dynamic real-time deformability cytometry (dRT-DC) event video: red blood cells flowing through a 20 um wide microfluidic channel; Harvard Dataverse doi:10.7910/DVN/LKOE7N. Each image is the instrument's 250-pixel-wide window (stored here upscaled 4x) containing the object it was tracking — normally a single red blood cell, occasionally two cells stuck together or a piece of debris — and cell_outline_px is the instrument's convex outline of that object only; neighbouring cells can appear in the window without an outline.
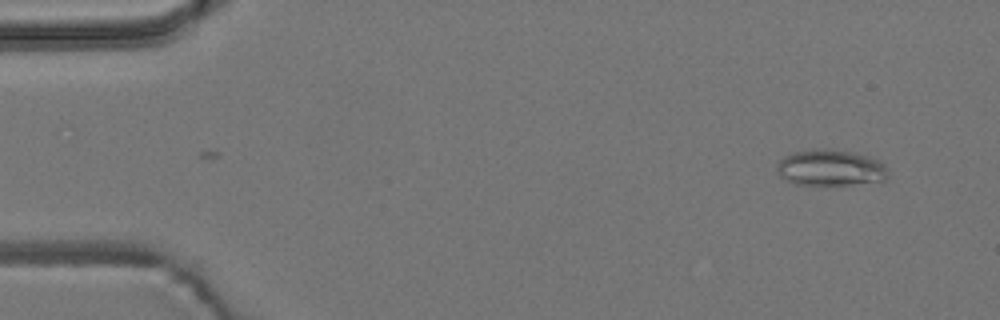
{"species": "common noctule bat (a hibernating species)", "species_latin": "Nyctalus noctula", "temperature_condition": "room temperature", "stored_images_in_passage": 5, "camera_frame_rate_fps": 3000, "um_per_image_px": 0.085, "animal": {"sex": "male", "body_mass_g": 19.2, "forearm_length_mm": 51.8}, "frame": {"image": 1, "passage_image": 2, "time_ms": 1.0, "image_size_px": [1000, 320], "cell_outline_px": [[888, 176], [884, 180], [848, 184], [792, 184], [780, 176], [776, 168], [776, 164], [784, 156], [792, 152], [812, 148], [824, 148], [852, 152], [868, 156], [880, 160], [888, 168]], "centroid_in_image_um": [70.57, 14.24], "position_along_channel_um": 14.4, "area_um2": 23.52}}